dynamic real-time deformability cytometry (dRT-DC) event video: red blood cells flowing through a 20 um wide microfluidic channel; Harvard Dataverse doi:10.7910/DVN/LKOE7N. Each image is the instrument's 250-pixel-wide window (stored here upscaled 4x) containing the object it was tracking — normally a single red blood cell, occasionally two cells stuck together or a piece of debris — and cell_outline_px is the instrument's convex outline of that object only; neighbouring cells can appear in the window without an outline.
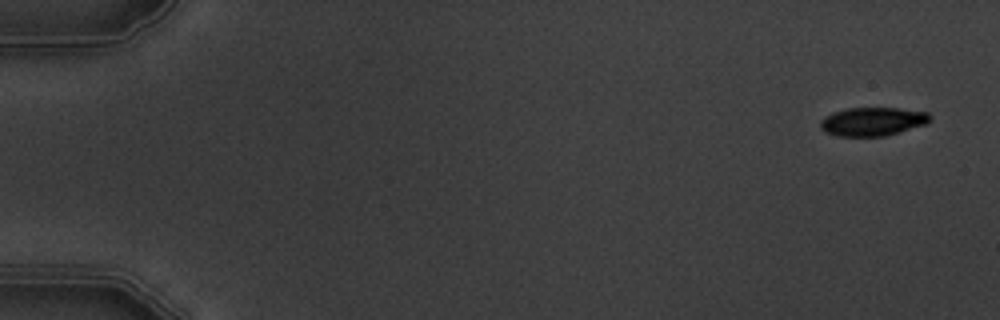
{"species": "common noctule bat (a hibernating species)", "species_latin": "Nyctalus noctula", "temperature_condition": "warm", "stored_images_in_passage": 6, "camera_frame_rate_fps": 3000, "um_per_image_px": 0.085, "animal": {"sex": "male", "body_mass_g": 19.5, "forearm_length_mm": 54.6}, "frame": {"image": 1, "passage_image": 1, "time_ms": 0.0, "image_size_px": [1000, 320], "cell_outline_px": [[932, 120], [928, 124], [900, 132], [884, 136], [836, 136], [824, 132], [820, 128], [820, 120], [824, 116], [832, 112], [848, 108], [900, 108], [928, 112], [932, 116]], "centroid_in_image_um": [74.19, 10.33], "position_along_channel_um": 10.8, "area_um2": 18.61}}
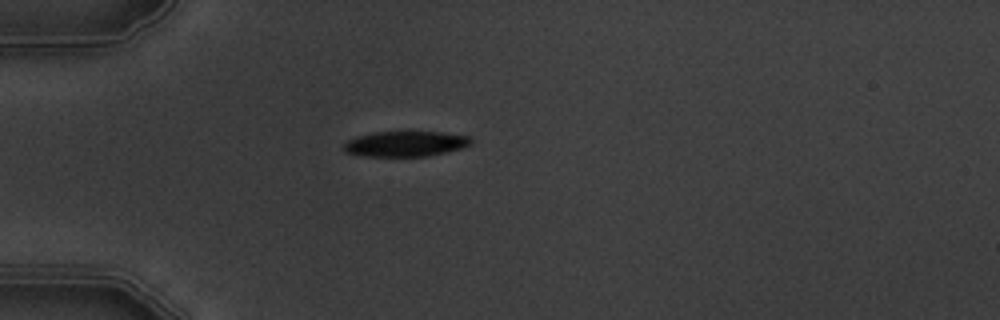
{"frame": {"image": 2, "passage_image": 5, "time_ms": 4.667, "image_size_px": [1000, 320], "cell_outline_px": [[472, 144], [460, 148], [428, 156], [364, 156], [344, 152], [344, 144], [348, 140], [356, 136], [376, 132], [444, 132], [468, 136], [472, 140]], "centroid_in_image_um": [34.45, 12.22], "position_along_channel_um": 50.5, "area_um2": 18.67}}